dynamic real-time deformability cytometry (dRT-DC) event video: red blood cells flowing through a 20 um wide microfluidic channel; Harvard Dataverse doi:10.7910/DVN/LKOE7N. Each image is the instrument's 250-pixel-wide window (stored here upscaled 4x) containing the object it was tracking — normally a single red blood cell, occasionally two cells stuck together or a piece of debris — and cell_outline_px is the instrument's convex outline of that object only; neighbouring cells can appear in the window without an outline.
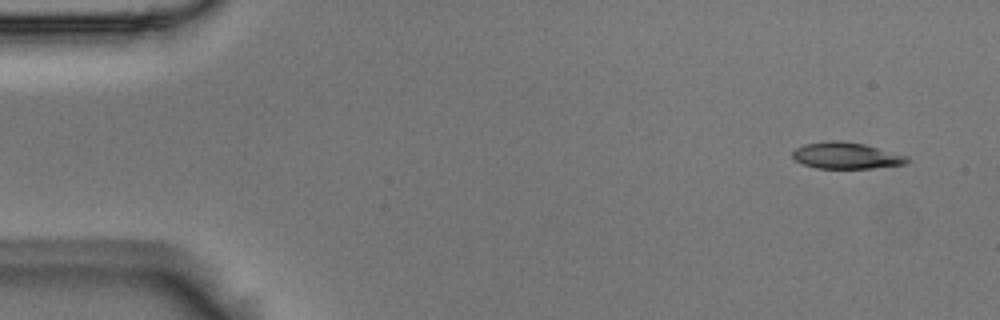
{"species": "Egyptian fruit bat (a non-hibernating species)", "species_latin": "Rousettus aegyptiacus", "temperature_condition": "room temperature", "stored_images_in_passage": 51, "camera_frame_rate_fps": 3000, "um_per_image_px": 0.085, "animal": {"sex": "male"}, "frame": {"image": 1, "passage_image": 1, "time_ms": 0.0, "image_size_px": [1000, 320], "cell_outline_px": [[908, 164], [872, 168], [816, 168], [804, 164], [796, 160], [792, 156], [792, 152], [796, 148], [804, 144], [828, 140], [840, 140], [864, 144], [908, 156]], "centroid_in_image_um": [71.93, 13.22], "position_along_channel_um": 13.1, "area_um2": 17.63}}
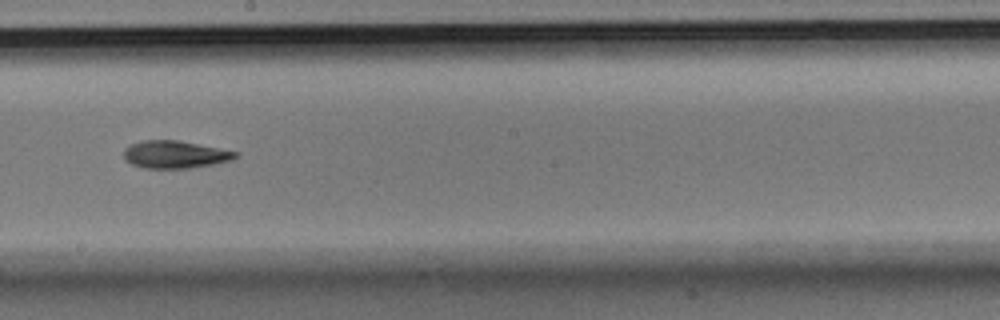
{"frame": {"image": 2, "passage_image": 28, "time_ms": 9.0, "image_size_px": [1000, 320], "cell_outline_px": [[240, 156], [232, 160], [212, 164], [188, 168], [144, 168], [132, 164], [124, 160], [124, 148], [132, 144], [144, 140], [180, 140], [240, 152]], "centroid_in_image_um": [14.91, 13.12], "position_along_channel_um": 233.3, "area_um2": 18.03}}
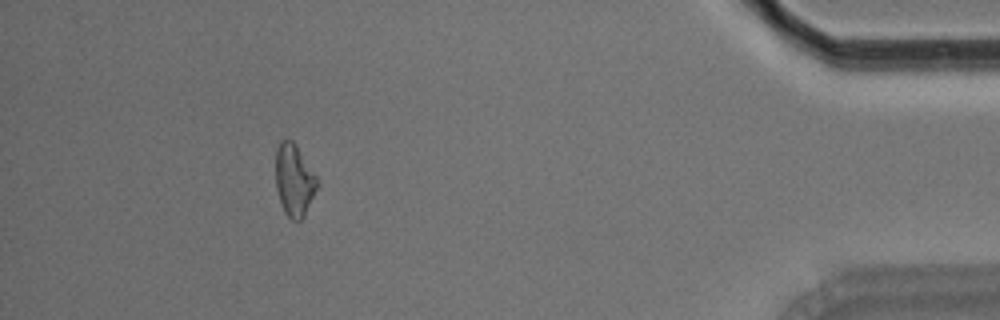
{"frame": {"image": 3, "passage_image": 47, "time_ms": 15.333, "image_size_px": [1000, 320], "cell_outline_px": [[320, 184], [304, 216], [300, 220], [292, 220], [284, 212], [276, 188], [276, 148], [280, 140], [292, 140], [296, 144], [316, 176]], "centroid_in_image_um": [25.02, 15.31], "position_along_channel_um": 410.2, "area_um2": 17.46}}